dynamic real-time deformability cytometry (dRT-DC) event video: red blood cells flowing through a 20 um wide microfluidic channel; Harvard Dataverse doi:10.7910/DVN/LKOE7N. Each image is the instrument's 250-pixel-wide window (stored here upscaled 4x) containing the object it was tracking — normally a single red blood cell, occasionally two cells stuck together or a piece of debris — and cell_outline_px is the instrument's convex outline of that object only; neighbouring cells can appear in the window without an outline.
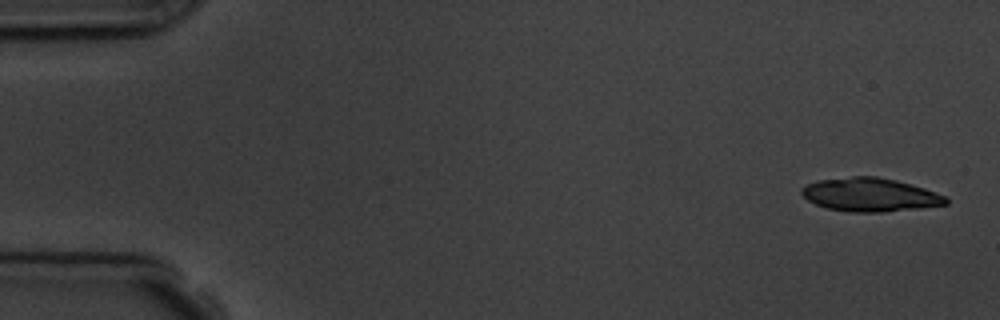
{"species": "common noctule bat (a hibernating species)", "species_latin": "Nyctalus noctula", "temperature_condition": "room temperature", "stored_images_in_passage": 4, "camera_frame_rate_fps": 3000, "um_per_image_px": 0.085, "animal": {"sex": "male", "body_mass_g": 19.5, "forearm_length_mm": 54.6}, "frame": {"image": 1, "passage_image": 1, "time_ms": 0.0, "image_size_px": [1000, 320], "cell_outline_px": [[948, 204], [920, 208], [880, 212], [848, 212], [828, 208], [816, 204], [808, 200], [800, 192], [800, 188], [816, 180], [852, 176], [876, 176], [896, 180], [912, 184], [948, 196]], "centroid_in_image_um": [73.97, 16.54], "position_along_channel_um": 11.0, "area_um2": 28.32}}